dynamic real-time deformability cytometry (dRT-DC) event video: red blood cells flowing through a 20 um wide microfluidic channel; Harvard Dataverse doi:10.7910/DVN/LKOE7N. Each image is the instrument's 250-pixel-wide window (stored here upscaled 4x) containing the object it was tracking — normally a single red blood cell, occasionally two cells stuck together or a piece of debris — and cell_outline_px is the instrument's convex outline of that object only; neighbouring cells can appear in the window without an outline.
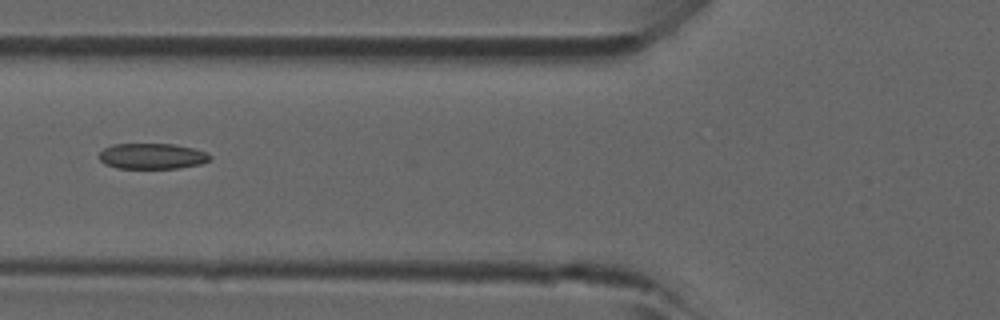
{"species": "common noctule bat (a hibernating species)", "species_latin": "Nyctalus noctula", "temperature_condition": "room temperature", "stored_images_in_passage": 2, "camera_frame_rate_fps": 3000, "um_per_image_px": 0.085, "animal": {"sex": "male", "forearm_length_mm": 52.5}, "frame": {"image": 1, "passage_image": 2, "time_ms": 0.333, "image_size_px": [1000, 320], "cell_outline_px": [[212, 156], [208, 160], [200, 164], [180, 168], [116, 168], [104, 164], [100, 160], [100, 152], [104, 148], [112, 144], [172, 144], [192, 148], [208, 152]], "centroid_in_image_um": [12.92, 13.27], "position_along_channel_um": 112.9, "area_um2": 16.59}}